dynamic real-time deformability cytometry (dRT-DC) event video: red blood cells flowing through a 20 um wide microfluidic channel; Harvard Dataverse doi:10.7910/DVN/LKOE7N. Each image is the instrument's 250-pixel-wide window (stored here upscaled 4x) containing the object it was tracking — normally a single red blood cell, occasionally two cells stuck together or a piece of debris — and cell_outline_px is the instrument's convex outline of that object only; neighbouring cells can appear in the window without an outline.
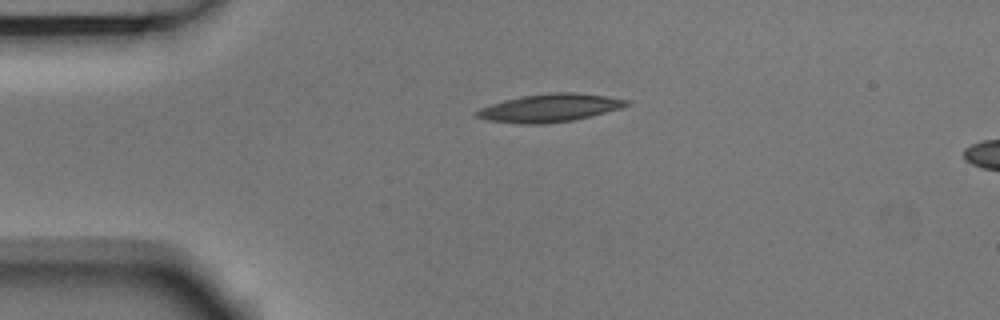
{"species": "Egyptian fruit bat (a non-hibernating species)", "species_latin": "Rousettus aegyptiacus", "temperature_condition": "room temperature", "stored_images_in_passage": 2, "camera_frame_rate_fps": 3000, "um_per_image_px": 0.085, "animal": {"sex": "male"}, "frame": {"image": 1, "passage_image": 1, "time_ms": 0.0, "image_size_px": [1000, 320], "cell_outline_px": [[632, 104], [620, 108], [572, 120], [544, 124], [520, 124], [488, 120], [472, 116], [472, 112], [480, 108], [504, 100], [520, 96], [552, 92], [572, 92], [604, 96], [632, 100]], "centroid_in_image_um": [46.68, 9.17], "position_along_channel_um": 38.3, "area_um2": 24.45}}